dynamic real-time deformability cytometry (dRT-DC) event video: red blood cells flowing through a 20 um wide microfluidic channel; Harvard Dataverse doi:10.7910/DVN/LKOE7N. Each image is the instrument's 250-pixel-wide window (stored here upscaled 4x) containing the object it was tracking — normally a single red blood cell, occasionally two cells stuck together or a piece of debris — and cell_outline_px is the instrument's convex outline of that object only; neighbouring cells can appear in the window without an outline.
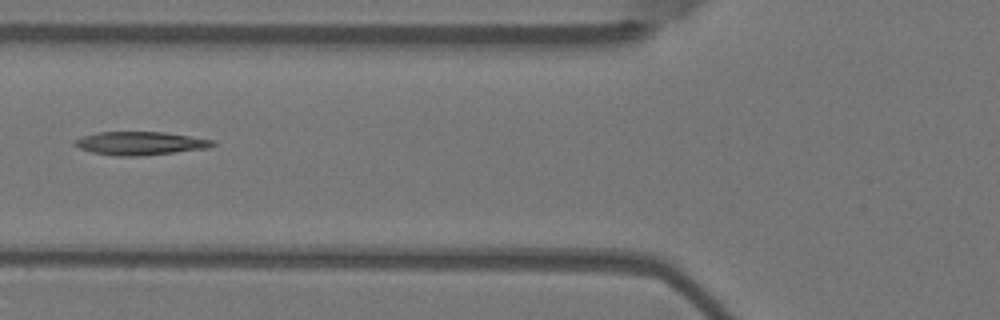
{"species": "Egyptian fruit bat (a non-hibernating species)", "species_latin": "Rousettus aegyptiacus", "temperature_condition": "warm", "stored_images_in_passage": 8, "camera_frame_rate_fps": 3000, "um_per_image_px": 0.085, "animal": {"sex": "female"}, "frame": {"image": 1, "passage_image": 6, "time_ms": 1.667, "image_size_px": [1000, 320], "cell_outline_px": [[216, 144], [208, 148], [136, 156], [116, 156], [92, 152], [80, 148], [72, 144], [76, 140], [84, 136], [96, 132], [164, 132], [216, 140]], "centroid_in_image_um": [11.93, 12.17], "position_along_channel_um": 113.9, "area_um2": 18.55}}
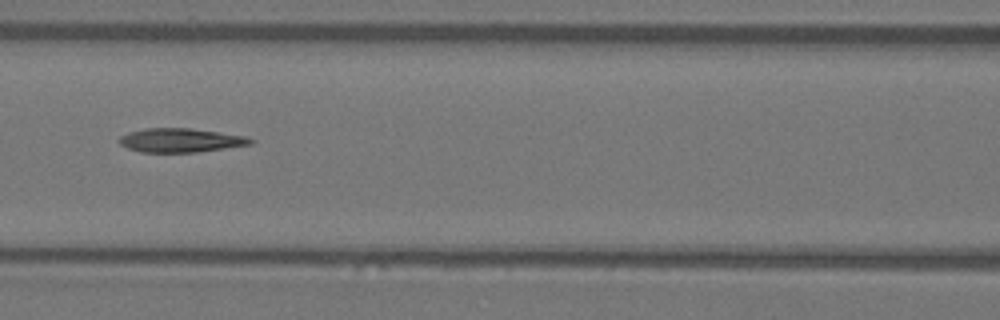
{"frame": {"image": 2, "passage_image": 7, "time_ms": 2.0, "image_size_px": [1000, 320], "cell_outline_px": [[256, 140], [252, 144], [196, 152], [140, 152], [128, 148], [120, 144], [116, 140], [120, 136], [128, 132], [144, 128], [188, 128], [244, 136]], "centroid_in_image_um": [15.29, 11.92], "position_along_channel_um": 151.3, "area_um2": 18.21}}
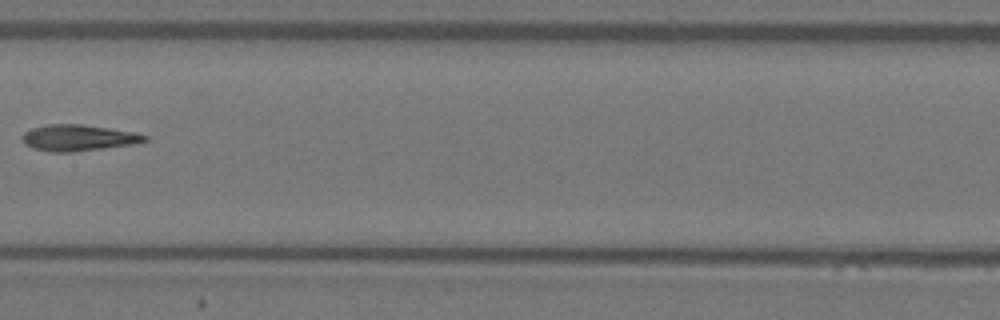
{"frame": {"image": 3, "passage_image": 8, "time_ms": 2.333, "image_size_px": [1000, 320], "cell_outline_px": [[148, 140], [136, 144], [72, 152], [52, 152], [32, 148], [24, 144], [20, 136], [24, 132], [32, 128], [48, 124], [80, 124], [136, 132], [148, 136]], "centroid_in_image_um": [6.65, 11.71], "position_along_channel_um": 200.8, "area_um2": 18.84}}